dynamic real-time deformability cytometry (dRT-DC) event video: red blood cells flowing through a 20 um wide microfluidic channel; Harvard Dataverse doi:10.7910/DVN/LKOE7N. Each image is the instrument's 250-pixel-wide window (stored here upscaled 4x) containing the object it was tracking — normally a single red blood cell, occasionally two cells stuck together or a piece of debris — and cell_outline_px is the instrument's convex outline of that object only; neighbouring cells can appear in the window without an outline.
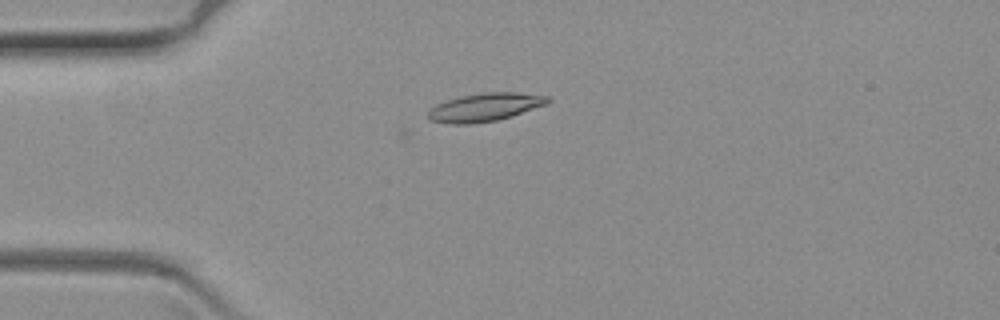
{"species": "common noctule bat (a hibernating species)", "species_latin": "Nyctalus noctula", "temperature_condition": "warm", "stored_images_in_passage": 4, "camera_frame_rate_fps": 3000, "um_per_image_px": 0.085, "animal": {"sex": "female", "body_mass_g": 19.3, "forearm_length_mm": 54.1}, "frame": {"image": 1, "passage_image": 2, "time_ms": 0.333, "image_size_px": [1000, 320], "cell_outline_px": [[552, 100], [548, 104], [512, 116], [496, 120], [472, 124], [452, 124], [428, 120], [428, 112], [436, 104], [460, 96], [484, 92], [516, 92], [548, 96]], "centroid_in_image_um": [41.25, 9.11], "position_along_channel_um": 43.8, "area_um2": 19.71}}